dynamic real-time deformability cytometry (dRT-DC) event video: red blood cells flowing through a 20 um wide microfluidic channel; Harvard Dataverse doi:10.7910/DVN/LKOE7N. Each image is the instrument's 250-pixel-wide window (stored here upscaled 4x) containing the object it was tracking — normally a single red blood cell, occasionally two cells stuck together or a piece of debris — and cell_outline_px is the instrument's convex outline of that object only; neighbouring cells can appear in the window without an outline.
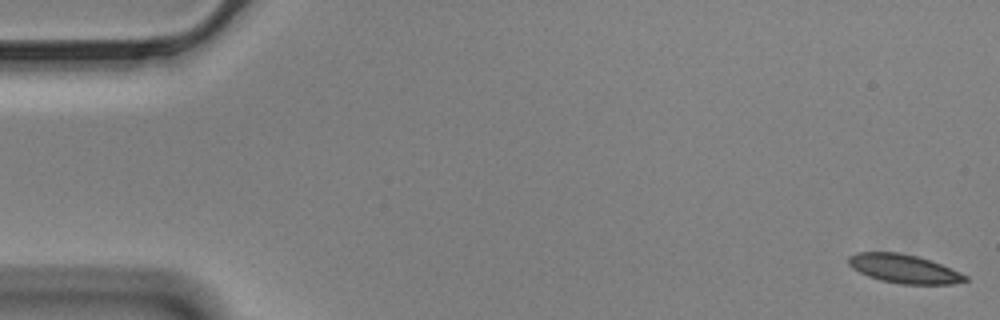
{"species": "Egyptian fruit bat (a non-hibernating species)", "species_latin": "Rousettus aegyptiacus", "temperature_condition": "cold", "stored_images_in_passage": 58, "camera_frame_rate_fps": 3000, "um_per_image_px": 0.085, "animal": {"sex": "male"}, "frame": {"image": 1, "passage_image": 1, "time_ms": 0.0, "image_size_px": [1000, 320], "cell_outline_px": [[968, 280], [952, 284], [900, 284], [880, 280], [868, 276], [852, 268], [848, 264], [848, 256], [856, 252], [900, 252], [932, 260], [960, 272], [968, 276]], "centroid_in_image_um": [76.83, 22.84], "position_along_channel_um": 8.2, "area_um2": 19.65}}
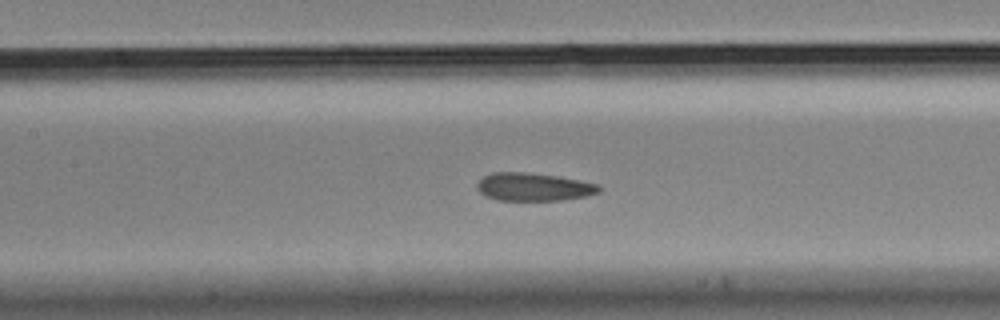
{"frame": {"image": 2, "passage_image": 26, "time_ms": 8.333, "image_size_px": [1000, 320], "cell_outline_px": [[600, 192], [584, 196], [564, 200], [496, 200], [480, 192], [476, 188], [476, 184], [484, 176], [492, 172], [528, 172], [556, 176], [580, 180], [600, 184]], "centroid_in_image_um": [45.36, 15.88], "position_along_channel_um": 162.0, "area_um2": 19.88}}
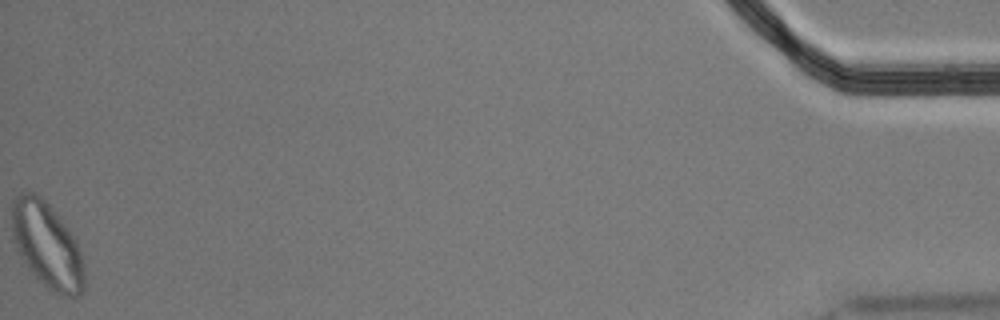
{"frame": {"image": 3, "passage_image": 58, "time_ms": 19.0, "image_size_px": [1000, 320], "cell_outline_px": [[84, 288], [76, 296], [60, 296], [52, 292], [28, 268], [16, 248], [12, 240], [12, 200], [20, 192], [32, 192], [40, 196], [48, 204], [76, 240], [80, 252], [84, 268]], "centroid_in_image_um": [3.97, 20.85], "position_along_channel_um": 431.2, "area_um2": 35.78}, "authors_computed_cell_mechanics": {"area_um2": 20.4901, "velocity_mm_per_s": 3.4502, "shape_relaxation_time_tau1_ms": 5.2686, "shape_relaxation_time_tau2_ms": 2.3782, "deformation_change_tau1": 0.1272, "deformation_change_tau2": 0.0798}}